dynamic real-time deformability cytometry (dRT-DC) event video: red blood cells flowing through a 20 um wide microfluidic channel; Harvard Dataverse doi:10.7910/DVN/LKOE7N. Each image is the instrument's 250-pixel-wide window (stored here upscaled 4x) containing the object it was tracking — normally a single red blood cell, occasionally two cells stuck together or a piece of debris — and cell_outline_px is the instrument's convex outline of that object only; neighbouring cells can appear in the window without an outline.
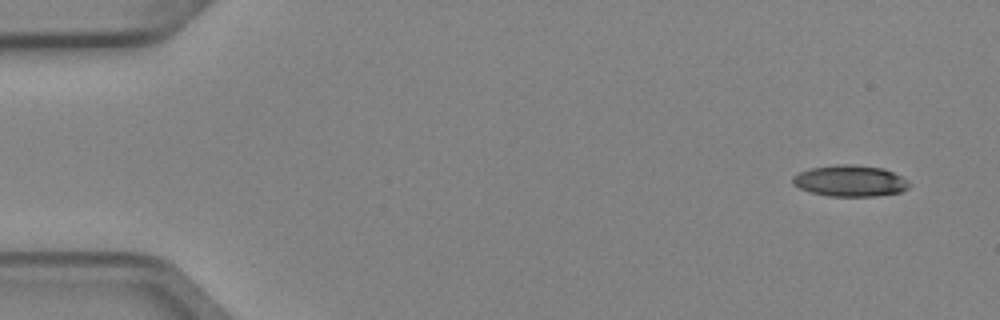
{"species": "Egyptian fruit bat (a non-hibernating species)", "species_latin": "Rousettus aegyptiacus", "temperature_condition": "cold", "stored_images_in_passage": 3, "segment_of_instrument_passage": [2, 2], "camera_frame_rate_fps": 3000, "um_per_image_px": 0.085, "animal": {"sex": "female"}, "frame": {"image": 1, "passage_image": 3, "time_ms": 0.667, "image_size_px": [1000, 320], "cell_outline_px": [[912, 184], [908, 188], [900, 192], [876, 196], [828, 196], [812, 192], [800, 188], [792, 184], [792, 176], [800, 172], [812, 168], [836, 164], [852, 164], [884, 168], [908, 180]], "centroid_in_image_um": [72.27, 15.37], "position_along_channel_um": 12.7, "area_um2": 21.27}}